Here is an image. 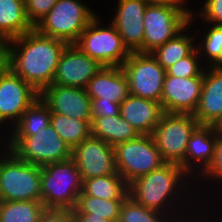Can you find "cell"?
<instances>
[{"instance_id":"1","label":"cell","mask_w":222,"mask_h":222,"mask_svg":"<svg viewBox=\"0 0 222 222\" xmlns=\"http://www.w3.org/2000/svg\"><path fill=\"white\" fill-rule=\"evenodd\" d=\"M10 69L38 93L52 85L66 42L38 32L35 28L8 40Z\"/></svg>"},{"instance_id":"2","label":"cell","mask_w":222,"mask_h":222,"mask_svg":"<svg viewBox=\"0 0 222 222\" xmlns=\"http://www.w3.org/2000/svg\"><path fill=\"white\" fill-rule=\"evenodd\" d=\"M189 178L191 177L182 169L179 164L165 163L160 168L155 169L130 183L128 191L129 197L132 198L137 204L143 205L148 209H152L171 216L176 222H187L186 219L192 222V218L189 219V217H185L184 219V217L181 215V213L184 214L186 212L185 209L189 207L186 205H188L187 203L190 202V194L192 195L190 189L194 191V188L189 185L192 183ZM187 186L190 188L189 190H186V188H188ZM184 193L186 195H184ZM183 196H185L184 198L188 200H183ZM179 206L182 208V210L178 208ZM184 206L186 208H184ZM178 210L181 212H179L180 215L177 212ZM177 217H179V219L181 217L183 221L175 219Z\"/></svg>"},{"instance_id":"3","label":"cell","mask_w":222,"mask_h":222,"mask_svg":"<svg viewBox=\"0 0 222 222\" xmlns=\"http://www.w3.org/2000/svg\"><path fill=\"white\" fill-rule=\"evenodd\" d=\"M0 149V201L41 202V166L27 163ZM5 151V152H4Z\"/></svg>"},{"instance_id":"4","label":"cell","mask_w":222,"mask_h":222,"mask_svg":"<svg viewBox=\"0 0 222 222\" xmlns=\"http://www.w3.org/2000/svg\"><path fill=\"white\" fill-rule=\"evenodd\" d=\"M83 180L72 159L41 167V202L45 208L74 209Z\"/></svg>"},{"instance_id":"5","label":"cell","mask_w":222,"mask_h":222,"mask_svg":"<svg viewBox=\"0 0 222 222\" xmlns=\"http://www.w3.org/2000/svg\"><path fill=\"white\" fill-rule=\"evenodd\" d=\"M96 16L83 1L58 0L34 28L43 35L75 44Z\"/></svg>"},{"instance_id":"6","label":"cell","mask_w":222,"mask_h":222,"mask_svg":"<svg viewBox=\"0 0 222 222\" xmlns=\"http://www.w3.org/2000/svg\"><path fill=\"white\" fill-rule=\"evenodd\" d=\"M4 147L17 158L37 166L71 159L68 146L51 125L31 136H8Z\"/></svg>"},{"instance_id":"7","label":"cell","mask_w":222,"mask_h":222,"mask_svg":"<svg viewBox=\"0 0 222 222\" xmlns=\"http://www.w3.org/2000/svg\"><path fill=\"white\" fill-rule=\"evenodd\" d=\"M190 113L164 112L151 134L162 159L179 164L185 171V153L191 134L199 126Z\"/></svg>"},{"instance_id":"8","label":"cell","mask_w":222,"mask_h":222,"mask_svg":"<svg viewBox=\"0 0 222 222\" xmlns=\"http://www.w3.org/2000/svg\"><path fill=\"white\" fill-rule=\"evenodd\" d=\"M100 18L95 17L80 34L75 43L86 55L104 67H121L131 52L123 43L115 26L110 22L102 27Z\"/></svg>"},{"instance_id":"9","label":"cell","mask_w":222,"mask_h":222,"mask_svg":"<svg viewBox=\"0 0 222 222\" xmlns=\"http://www.w3.org/2000/svg\"><path fill=\"white\" fill-rule=\"evenodd\" d=\"M113 148L117 172L128 185L166 163L152 135H139Z\"/></svg>"},{"instance_id":"10","label":"cell","mask_w":222,"mask_h":222,"mask_svg":"<svg viewBox=\"0 0 222 222\" xmlns=\"http://www.w3.org/2000/svg\"><path fill=\"white\" fill-rule=\"evenodd\" d=\"M184 5H148L143 16V53H151L188 24L191 10Z\"/></svg>"},{"instance_id":"11","label":"cell","mask_w":222,"mask_h":222,"mask_svg":"<svg viewBox=\"0 0 222 222\" xmlns=\"http://www.w3.org/2000/svg\"><path fill=\"white\" fill-rule=\"evenodd\" d=\"M121 68L128 80L130 94L161 102L166 70L151 53L131 52Z\"/></svg>"},{"instance_id":"12","label":"cell","mask_w":222,"mask_h":222,"mask_svg":"<svg viewBox=\"0 0 222 222\" xmlns=\"http://www.w3.org/2000/svg\"><path fill=\"white\" fill-rule=\"evenodd\" d=\"M39 96L40 93L9 69L0 78V128L8 122L9 127H14Z\"/></svg>"},{"instance_id":"13","label":"cell","mask_w":222,"mask_h":222,"mask_svg":"<svg viewBox=\"0 0 222 222\" xmlns=\"http://www.w3.org/2000/svg\"><path fill=\"white\" fill-rule=\"evenodd\" d=\"M71 159L82 180L117 173L113 146L93 136L72 148Z\"/></svg>"},{"instance_id":"14","label":"cell","mask_w":222,"mask_h":222,"mask_svg":"<svg viewBox=\"0 0 222 222\" xmlns=\"http://www.w3.org/2000/svg\"><path fill=\"white\" fill-rule=\"evenodd\" d=\"M103 67L75 44H68L60 56L52 84L85 89Z\"/></svg>"},{"instance_id":"15","label":"cell","mask_w":222,"mask_h":222,"mask_svg":"<svg viewBox=\"0 0 222 222\" xmlns=\"http://www.w3.org/2000/svg\"><path fill=\"white\" fill-rule=\"evenodd\" d=\"M203 86V77H175L166 73L161 106L167 113H190L197 108Z\"/></svg>"},{"instance_id":"16","label":"cell","mask_w":222,"mask_h":222,"mask_svg":"<svg viewBox=\"0 0 222 222\" xmlns=\"http://www.w3.org/2000/svg\"><path fill=\"white\" fill-rule=\"evenodd\" d=\"M40 97L51 113L91 121V99L83 88L52 84L40 93Z\"/></svg>"},{"instance_id":"17","label":"cell","mask_w":222,"mask_h":222,"mask_svg":"<svg viewBox=\"0 0 222 222\" xmlns=\"http://www.w3.org/2000/svg\"><path fill=\"white\" fill-rule=\"evenodd\" d=\"M112 24L130 52L143 53V16L147 4L143 0H118Z\"/></svg>"},{"instance_id":"18","label":"cell","mask_w":222,"mask_h":222,"mask_svg":"<svg viewBox=\"0 0 222 222\" xmlns=\"http://www.w3.org/2000/svg\"><path fill=\"white\" fill-rule=\"evenodd\" d=\"M193 116L200 125L215 126L222 118V69L206 67L202 93Z\"/></svg>"},{"instance_id":"19","label":"cell","mask_w":222,"mask_h":222,"mask_svg":"<svg viewBox=\"0 0 222 222\" xmlns=\"http://www.w3.org/2000/svg\"><path fill=\"white\" fill-rule=\"evenodd\" d=\"M216 138L215 127L207 125H199L190 136L185 153V172L194 184H198L194 180L199 178L197 174H202L213 159ZM197 171L200 172L197 173Z\"/></svg>"},{"instance_id":"20","label":"cell","mask_w":222,"mask_h":222,"mask_svg":"<svg viewBox=\"0 0 222 222\" xmlns=\"http://www.w3.org/2000/svg\"><path fill=\"white\" fill-rule=\"evenodd\" d=\"M86 93L90 99L122 103L129 95L130 88L121 67H103L88 82Z\"/></svg>"},{"instance_id":"21","label":"cell","mask_w":222,"mask_h":222,"mask_svg":"<svg viewBox=\"0 0 222 222\" xmlns=\"http://www.w3.org/2000/svg\"><path fill=\"white\" fill-rule=\"evenodd\" d=\"M164 113L161 103L130 94L120 104V115L140 135H151Z\"/></svg>"},{"instance_id":"22","label":"cell","mask_w":222,"mask_h":222,"mask_svg":"<svg viewBox=\"0 0 222 222\" xmlns=\"http://www.w3.org/2000/svg\"><path fill=\"white\" fill-rule=\"evenodd\" d=\"M34 29L26 14L25 0H0V39L11 40Z\"/></svg>"},{"instance_id":"23","label":"cell","mask_w":222,"mask_h":222,"mask_svg":"<svg viewBox=\"0 0 222 222\" xmlns=\"http://www.w3.org/2000/svg\"><path fill=\"white\" fill-rule=\"evenodd\" d=\"M91 136L102 139L111 146L137 138L138 131L121 115L91 119Z\"/></svg>"},{"instance_id":"24","label":"cell","mask_w":222,"mask_h":222,"mask_svg":"<svg viewBox=\"0 0 222 222\" xmlns=\"http://www.w3.org/2000/svg\"><path fill=\"white\" fill-rule=\"evenodd\" d=\"M193 14L194 11L191 12L189 24L179 34L151 52V55L165 70L188 56L196 48V37L193 38V34L191 36L185 31L192 25V21L196 20L193 19Z\"/></svg>"},{"instance_id":"25","label":"cell","mask_w":222,"mask_h":222,"mask_svg":"<svg viewBox=\"0 0 222 222\" xmlns=\"http://www.w3.org/2000/svg\"><path fill=\"white\" fill-rule=\"evenodd\" d=\"M129 185L116 174L84 179L82 192L88 196L108 200H125L129 196Z\"/></svg>"},{"instance_id":"26","label":"cell","mask_w":222,"mask_h":222,"mask_svg":"<svg viewBox=\"0 0 222 222\" xmlns=\"http://www.w3.org/2000/svg\"><path fill=\"white\" fill-rule=\"evenodd\" d=\"M51 111L49 106L39 98L26 109L18 123L9 128L7 136H31L50 125Z\"/></svg>"},{"instance_id":"27","label":"cell","mask_w":222,"mask_h":222,"mask_svg":"<svg viewBox=\"0 0 222 222\" xmlns=\"http://www.w3.org/2000/svg\"><path fill=\"white\" fill-rule=\"evenodd\" d=\"M91 121L77 120L57 113H51L50 125L70 148L81 144L91 136Z\"/></svg>"},{"instance_id":"28","label":"cell","mask_w":222,"mask_h":222,"mask_svg":"<svg viewBox=\"0 0 222 222\" xmlns=\"http://www.w3.org/2000/svg\"><path fill=\"white\" fill-rule=\"evenodd\" d=\"M124 200H108L80 193L73 214H92L109 222H118L120 209Z\"/></svg>"},{"instance_id":"29","label":"cell","mask_w":222,"mask_h":222,"mask_svg":"<svg viewBox=\"0 0 222 222\" xmlns=\"http://www.w3.org/2000/svg\"><path fill=\"white\" fill-rule=\"evenodd\" d=\"M44 210L38 201H0V222H38Z\"/></svg>"},{"instance_id":"30","label":"cell","mask_w":222,"mask_h":222,"mask_svg":"<svg viewBox=\"0 0 222 222\" xmlns=\"http://www.w3.org/2000/svg\"><path fill=\"white\" fill-rule=\"evenodd\" d=\"M176 222L171 216L137 204L129 196L124 200L118 222Z\"/></svg>"},{"instance_id":"31","label":"cell","mask_w":222,"mask_h":222,"mask_svg":"<svg viewBox=\"0 0 222 222\" xmlns=\"http://www.w3.org/2000/svg\"><path fill=\"white\" fill-rule=\"evenodd\" d=\"M209 26H207L205 35L202 36V41H199L200 44L196 43V48L199 55L205 57L202 58L201 56V60L207 61L208 67H213L222 57V25L212 26L209 24Z\"/></svg>"},{"instance_id":"32","label":"cell","mask_w":222,"mask_h":222,"mask_svg":"<svg viewBox=\"0 0 222 222\" xmlns=\"http://www.w3.org/2000/svg\"><path fill=\"white\" fill-rule=\"evenodd\" d=\"M197 48H195L188 56L178 60L175 64L170 66L166 73L175 77H204V70L206 66L202 65ZM203 66V67H202Z\"/></svg>"},{"instance_id":"33","label":"cell","mask_w":222,"mask_h":222,"mask_svg":"<svg viewBox=\"0 0 222 222\" xmlns=\"http://www.w3.org/2000/svg\"><path fill=\"white\" fill-rule=\"evenodd\" d=\"M198 176H201L203 182L206 178L211 181L218 180V183L222 181V134L218 131L213 159L206 170Z\"/></svg>"},{"instance_id":"34","label":"cell","mask_w":222,"mask_h":222,"mask_svg":"<svg viewBox=\"0 0 222 222\" xmlns=\"http://www.w3.org/2000/svg\"><path fill=\"white\" fill-rule=\"evenodd\" d=\"M58 0H25L26 14L35 27Z\"/></svg>"},{"instance_id":"35","label":"cell","mask_w":222,"mask_h":222,"mask_svg":"<svg viewBox=\"0 0 222 222\" xmlns=\"http://www.w3.org/2000/svg\"><path fill=\"white\" fill-rule=\"evenodd\" d=\"M202 9L193 17L198 16L207 24L222 25V0H205Z\"/></svg>"},{"instance_id":"36","label":"cell","mask_w":222,"mask_h":222,"mask_svg":"<svg viewBox=\"0 0 222 222\" xmlns=\"http://www.w3.org/2000/svg\"><path fill=\"white\" fill-rule=\"evenodd\" d=\"M120 114V103L102 101V98L91 99V119Z\"/></svg>"},{"instance_id":"37","label":"cell","mask_w":222,"mask_h":222,"mask_svg":"<svg viewBox=\"0 0 222 222\" xmlns=\"http://www.w3.org/2000/svg\"><path fill=\"white\" fill-rule=\"evenodd\" d=\"M38 222H74L73 210L45 208Z\"/></svg>"},{"instance_id":"38","label":"cell","mask_w":222,"mask_h":222,"mask_svg":"<svg viewBox=\"0 0 222 222\" xmlns=\"http://www.w3.org/2000/svg\"><path fill=\"white\" fill-rule=\"evenodd\" d=\"M10 69L8 42L0 39V78Z\"/></svg>"},{"instance_id":"39","label":"cell","mask_w":222,"mask_h":222,"mask_svg":"<svg viewBox=\"0 0 222 222\" xmlns=\"http://www.w3.org/2000/svg\"><path fill=\"white\" fill-rule=\"evenodd\" d=\"M73 216L74 222H109L102 217L92 216V214H73Z\"/></svg>"},{"instance_id":"40","label":"cell","mask_w":222,"mask_h":222,"mask_svg":"<svg viewBox=\"0 0 222 222\" xmlns=\"http://www.w3.org/2000/svg\"><path fill=\"white\" fill-rule=\"evenodd\" d=\"M147 5H185L186 0H143Z\"/></svg>"},{"instance_id":"41","label":"cell","mask_w":222,"mask_h":222,"mask_svg":"<svg viewBox=\"0 0 222 222\" xmlns=\"http://www.w3.org/2000/svg\"><path fill=\"white\" fill-rule=\"evenodd\" d=\"M214 127L219 133L222 134V118Z\"/></svg>"},{"instance_id":"42","label":"cell","mask_w":222,"mask_h":222,"mask_svg":"<svg viewBox=\"0 0 222 222\" xmlns=\"http://www.w3.org/2000/svg\"><path fill=\"white\" fill-rule=\"evenodd\" d=\"M213 67L222 69V57Z\"/></svg>"}]
</instances>
